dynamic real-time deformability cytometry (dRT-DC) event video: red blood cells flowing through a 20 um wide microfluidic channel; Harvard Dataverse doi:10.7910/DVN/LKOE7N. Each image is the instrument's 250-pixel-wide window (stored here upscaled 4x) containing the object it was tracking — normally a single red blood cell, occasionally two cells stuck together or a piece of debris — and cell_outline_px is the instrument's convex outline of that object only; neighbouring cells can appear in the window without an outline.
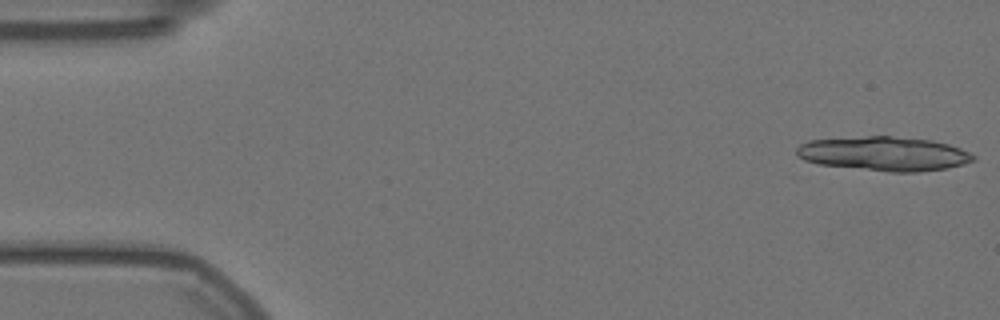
{"species": "Egyptian fruit bat (a non-hibernating species)", "species_latin": "Rousettus aegyptiacus", "temperature_condition": "warm", "stored_images_in_passage": 18, "camera_frame_rate_fps": 3000, "um_per_image_px": 0.085, "animal": {"sex": "female"}, "frame": {"image": 1, "passage_image": 1, "time_ms": 0.0, "image_size_px": [1000, 320], "cell_outline_px": [[976, 160], [964, 164], [948, 168], [920, 172], [888, 172], [820, 164], [804, 160], [796, 156], [796, 148], [800, 144], [808, 140], [868, 136], [892, 136], [932, 140], [948, 144], [960, 148], [976, 156]], "centroid_in_image_um": [75.15, 13.07], "position_along_channel_um": 9.9, "area_um2": 35.43}}